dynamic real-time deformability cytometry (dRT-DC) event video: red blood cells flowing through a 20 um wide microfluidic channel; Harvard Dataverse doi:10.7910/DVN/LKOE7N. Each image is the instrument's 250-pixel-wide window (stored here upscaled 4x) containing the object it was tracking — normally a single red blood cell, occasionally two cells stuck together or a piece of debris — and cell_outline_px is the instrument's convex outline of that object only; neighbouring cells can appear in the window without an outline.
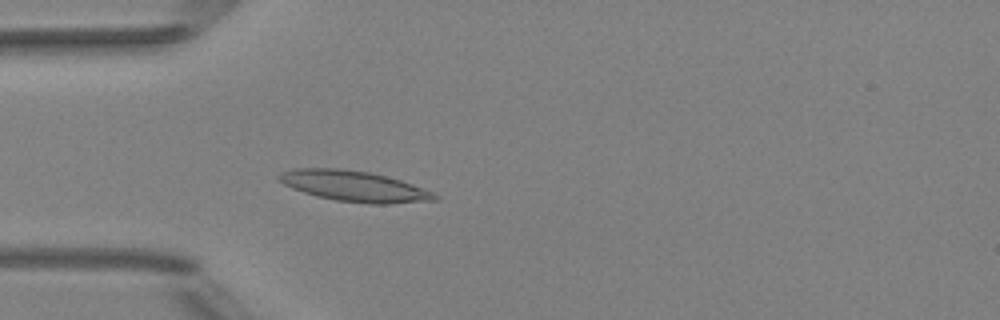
{"species": "Egyptian fruit bat (a non-hibernating species)", "species_latin": "Rousettus aegyptiacus", "temperature_condition": "room temperature", "stored_images_in_passage": 3, "camera_frame_rate_fps": 3000, "um_per_image_px": 0.085, "animal": {"sex": "female"}, "frame": {"image": 1, "passage_image": 3, "time_ms": 2.333, "image_size_px": [1000, 320], "cell_outline_px": [[440, 200], [388, 204], [372, 204], [336, 200], [316, 196], [292, 188], [284, 184], [276, 176], [280, 172], [296, 168], [340, 168], [368, 172], [400, 180], [424, 188], [440, 196]], "centroid_in_image_um": [30.12, 15.83], "position_along_channel_um": 54.9, "area_um2": 27.8}}